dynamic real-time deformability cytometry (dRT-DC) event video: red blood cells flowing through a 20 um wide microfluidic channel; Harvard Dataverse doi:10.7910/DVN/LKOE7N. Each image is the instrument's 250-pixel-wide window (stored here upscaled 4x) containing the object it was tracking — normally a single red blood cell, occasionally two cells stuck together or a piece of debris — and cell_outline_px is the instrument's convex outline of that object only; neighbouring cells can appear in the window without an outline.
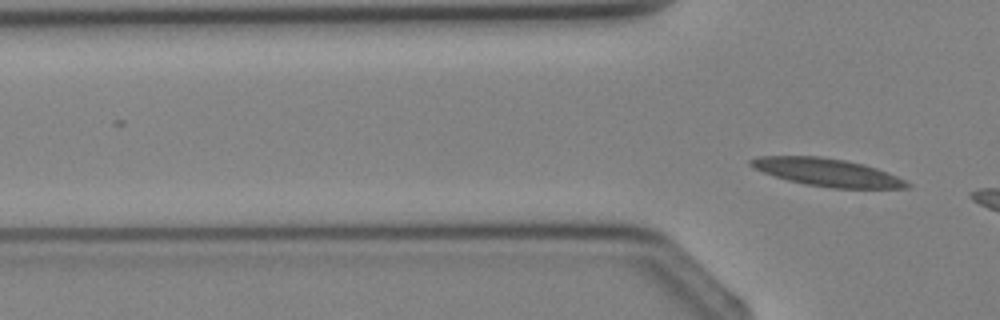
{"species": "Egyptian fruit bat (a non-hibernating species)", "species_latin": "Rousettus aegyptiacus", "temperature_condition": "cold", "stored_images_in_passage": 2, "camera_frame_rate_fps": 3000, "um_per_image_px": 0.085, "animal": {"sex": "female"}, "frame": {"image": 1, "passage_image": 2, "time_ms": 2.0, "image_size_px": [1000, 320], "cell_outline_px": [[912, 188], [832, 188], [804, 184], [788, 180], [752, 168], [748, 164], [748, 160], [756, 156], [820, 156], [844, 160], [864, 164], [876, 168], [896, 176], [912, 184]], "centroid_in_image_um": [70.29, 14.64], "position_along_channel_um": 55.5, "area_um2": 25.26}}